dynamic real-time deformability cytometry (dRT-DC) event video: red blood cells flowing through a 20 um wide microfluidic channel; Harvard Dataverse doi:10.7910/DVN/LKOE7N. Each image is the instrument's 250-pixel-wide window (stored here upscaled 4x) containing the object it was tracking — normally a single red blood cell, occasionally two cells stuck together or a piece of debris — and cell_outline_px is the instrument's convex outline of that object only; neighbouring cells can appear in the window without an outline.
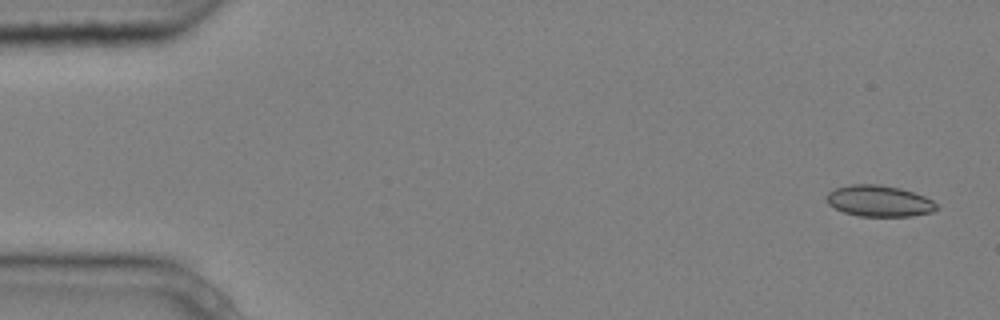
{"species": "common noctule bat (a hibernating species)", "species_latin": "Nyctalus noctula", "temperature_condition": "cold", "stored_images_in_passage": 7, "camera_frame_rate_fps": 3000, "um_per_image_px": 0.085, "animal": {"sex": "male", "body_mass_g": 20.4}, "frame": {"image": 1, "passage_image": 1, "time_ms": 0.0, "image_size_px": [1000, 320], "cell_outline_px": [[940, 208], [932, 212], [912, 216], [860, 216], [844, 212], [828, 204], [824, 196], [828, 192], [836, 188], [852, 184], [880, 184], [900, 188], [924, 196], [932, 200]], "centroid_in_image_um": [74.72, 17.08], "position_along_channel_um": 10.3, "area_um2": 20.06}}
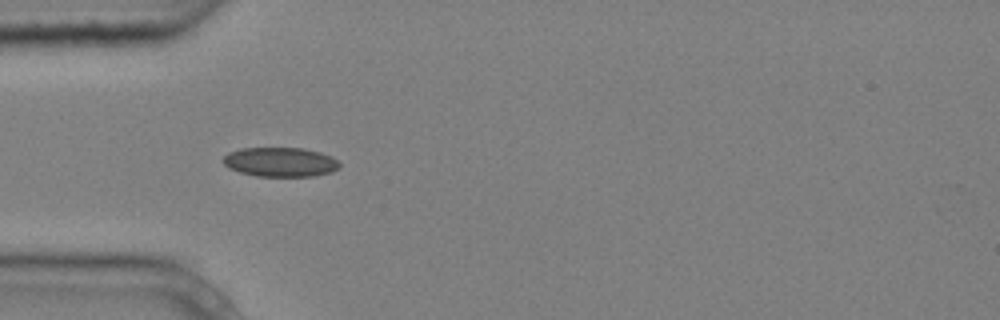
{"frame": {"image": 2, "passage_image": 5, "time_ms": 1.333, "image_size_px": [1000, 320], "cell_outline_px": [[340, 168], [332, 172], [312, 176], [256, 176], [240, 172], [228, 168], [224, 164], [224, 156], [228, 152], [240, 148], [304, 148], [320, 152], [332, 156], [340, 164]], "centroid_in_image_um": [23.84, 13.77], "position_along_channel_um": 61.2, "area_um2": 20.0}}
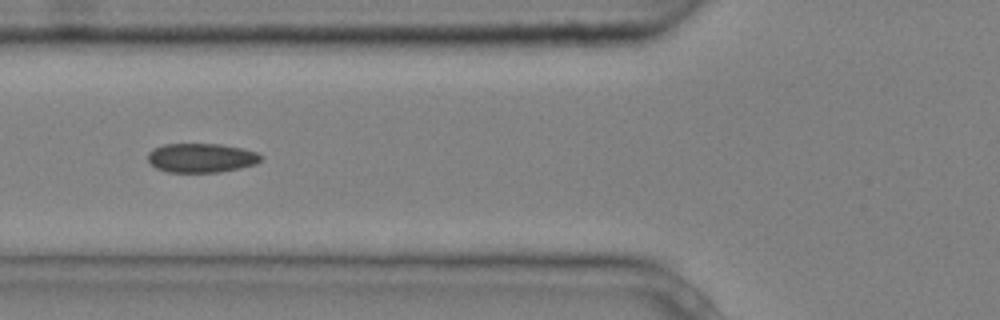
{"frame": {"image": 3, "passage_image": 6, "time_ms": 1.667, "image_size_px": [1000, 320], "cell_outline_px": [[264, 156], [256, 164], [240, 168], [220, 172], [168, 172], [156, 168], [148, 160], [148, 152], [152, 148], [164, 144], [220, 144], [244, 148], [256, 152]], "centroid_in_image_um": [17.12, 13.41], "position_along_channel_um": 108.7, "area_um2": 19.36}}